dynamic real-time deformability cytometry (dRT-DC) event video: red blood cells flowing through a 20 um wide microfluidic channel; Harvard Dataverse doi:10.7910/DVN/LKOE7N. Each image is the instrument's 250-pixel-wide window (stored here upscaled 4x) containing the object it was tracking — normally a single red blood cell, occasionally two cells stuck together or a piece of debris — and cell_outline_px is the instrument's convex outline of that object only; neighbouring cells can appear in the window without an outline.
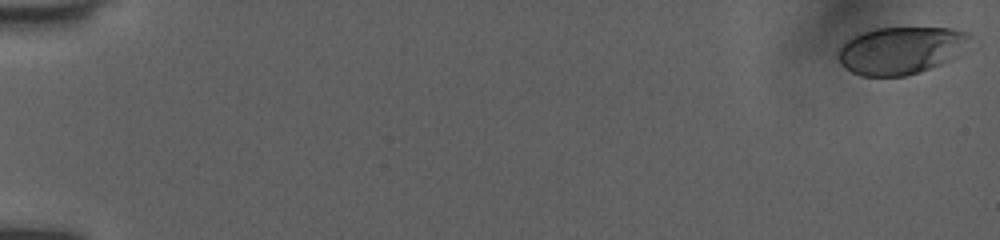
{"species": "human", "species_latin": "Homo sapiens", "temperature_condition": "room temperature", "stored_images_in_passage": 43, "camera_frame_rate_fps": 3000, "um_per_image_px": 0.085, "donor": {"sex": "female"}, "frame": {"image": 1, "passage_image": 1, "time_ms": 0.0, "image_size_px": [1000, 240], "cell_outline_px": [[972, 36], [956, 56], [952, 60], [904, 76], [860, 76], [844, 68], [840, 64], [836, 56], [840, 48], [852, 36], [860, 32], [876, 28], [948, 28], [968, 32]], "centroid_in_image_um": [76.52, 4.28], "position_along_channel_um": 8.5, "area_um2": 36.24}}
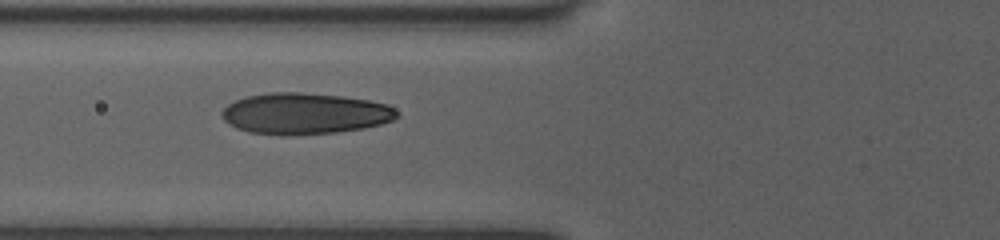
{"frame": {"image": 2, "passage_image": 27, "time_ms": 7.0, "image_size_px": [1000, 240], "cell_outline_px": [[400, 116], [392, 120], [380, 124], [364, 128], [336, 132], [248, 132], [236, 128], [228, 124], [220, 116], [220, 112], [228, 104], [244, 96], [268, 92], [300, 92], [344, 96], [368, 100], [388, 104]], "centroid_in_image_um": [25.89, 9.6], "position_along_channel_um": 99.9, "area_um2": 41.15}}
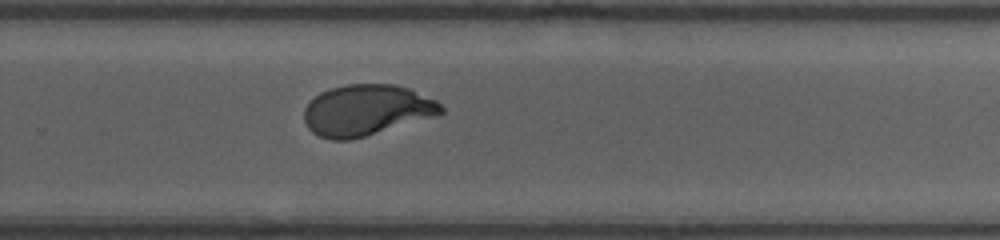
{"frame": {"image": 3, "passage_image": 43, "time_ms": 12.0, "image_size_px": [1000, 240], "cell_outline_px": [[444, 112], [440, 116], [364, 136], [348, 140], [332, 140], [320, 136], [312, 132], [308, 128], [304, 120], [304, 108], [320, 92], [332, 88], [348, 84], [396, 84], [408, 88], [436, 100], [444, 108]], "centroid_in_image_um": [31.19, 9.37], "position_along_channel_um": 298.6, "area_um2": 40.75}}